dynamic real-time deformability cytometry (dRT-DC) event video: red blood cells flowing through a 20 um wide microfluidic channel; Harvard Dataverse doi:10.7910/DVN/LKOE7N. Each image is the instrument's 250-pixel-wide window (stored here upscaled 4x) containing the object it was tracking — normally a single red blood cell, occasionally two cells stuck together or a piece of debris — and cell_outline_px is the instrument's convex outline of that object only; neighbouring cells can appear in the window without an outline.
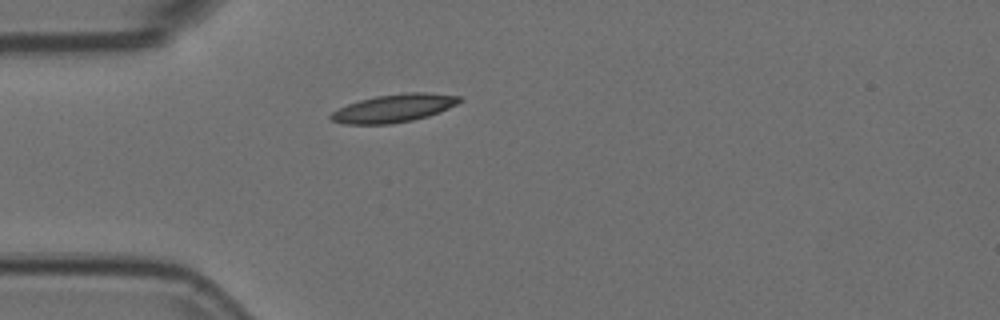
{"species": "Egyptian fruit bat (a non-hibernating species)", "species_latin": "Rousettus aegyptiacus", "temperature_condition": "room temperature", "stored_images_in_passage": 5, "camera_frame_rate_fps": 3000, "um_per_image_px": 0.085, "animal": {"sex": "female"}, "frame": {"image": 1, "passage_image": 5, "time_ms": 1.333, "image_size_px": [1000, 320], "cell_outline_px": [[464, 100], [440, 112], [428, 116], [412, 120], [392, 124], [344, 124], [332, 120], [328, 116], [332, 112], [348, 104], [360, 100], [376, 96], [404, 92], [428, 92], [460, 96]], "centroid_in_image_um": [33.5, 9.19], "position_along_channel_um": 51.5, "area_um2": 21.04}}